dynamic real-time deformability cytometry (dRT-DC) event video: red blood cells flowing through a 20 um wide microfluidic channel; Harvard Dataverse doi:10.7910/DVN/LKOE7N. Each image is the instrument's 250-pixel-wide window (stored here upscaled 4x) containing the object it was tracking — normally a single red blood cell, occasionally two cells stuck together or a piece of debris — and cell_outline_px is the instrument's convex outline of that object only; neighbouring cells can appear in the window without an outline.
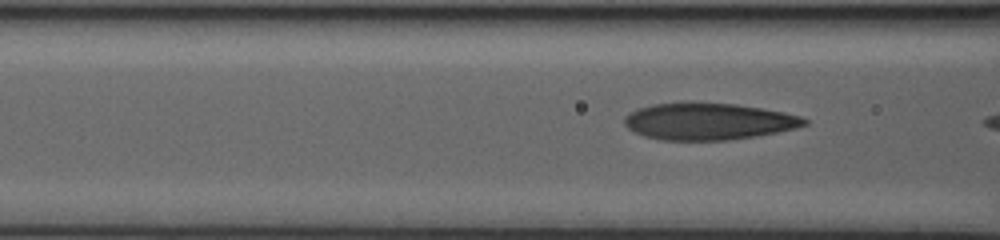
{"species": "human", "species_latin": "Homo sapiens", "temperature_condition": "warm", "stored_images_in_passage": 11, "camera_frame_rate_fps": 3000, "um_per_image_px": 0.085, "donor": {"sex": "male"}, "frame": {"image": 1, "passage_image": 7, "time_ms": 2.0, "image_size_px": [1000, 240], "cell_outline_px": [[808, 124], [796, 128], [756, 136], [728, 140], [664, 140], [644, 136], [628, 128], [624, 124], [624, 116], [640, 108], [652, 104], [684, 100], [692, 100], [736, 104], [784, 112], [800, 116], [808, 120]], "centroid_in_image_um": [60.2, 10.29], "position_along_channel_um": 106.4, "area_um2": 39.19}}